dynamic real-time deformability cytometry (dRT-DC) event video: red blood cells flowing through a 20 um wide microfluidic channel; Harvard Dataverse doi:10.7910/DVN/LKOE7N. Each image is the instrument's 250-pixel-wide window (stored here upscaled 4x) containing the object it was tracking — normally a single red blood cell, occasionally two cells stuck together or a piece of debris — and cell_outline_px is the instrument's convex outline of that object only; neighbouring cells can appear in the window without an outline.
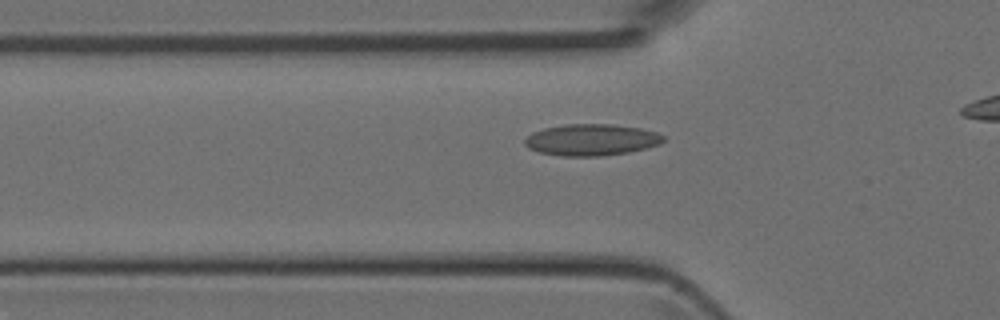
{"species": "Egyptian fruit bat (a non-hibernating species)", "species_latin": "Rousettus aegyptiacus", "temperature_condition": "room temperature", "stored_images_in_passage": 29, "camera_frame_rate_fps": 3000, "um_per_image_px": 0.085, "animal": {"sex": "female"}, "frame": {"image": 1, "passage_image": 6, "time_ms": 1.667, "image_size_px": [1000, 320], "cell_outline_px": [[664, 140], [660, 144], [628, 152], [600, 156], [560, 156], [540, 152], [528, 148], [524, 144], [524, 140], [532, 132], [544, 128], [564, 124], [612, 124], [640, 128], [656, 132], [664, 136]], "centroid_in_image_um": [50.25, 11.88], "position_along_channel_um": 75.6, "area_um2": 25.43}}
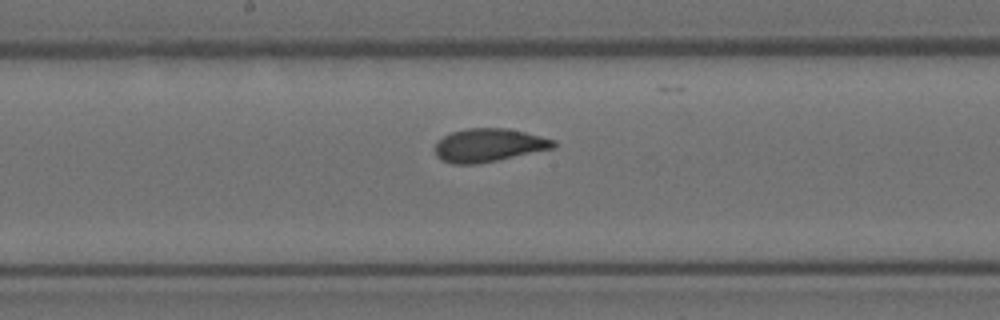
{"frame": {"image": 2, "passage_image": 15, "time_ms": 4.667, "image_size_px": [1000, 320], "cell_outline_px": [[556, 148], [476, 164], [452, 164], [436, 156], [436, 144], [444, 136], [452, 132], [468, 128], [508, 128], [556, 140]], "centroid_in_image_um": [41.58, 12.34], "position_along_channel_um": 206.6, "area_um2": 22.77}}
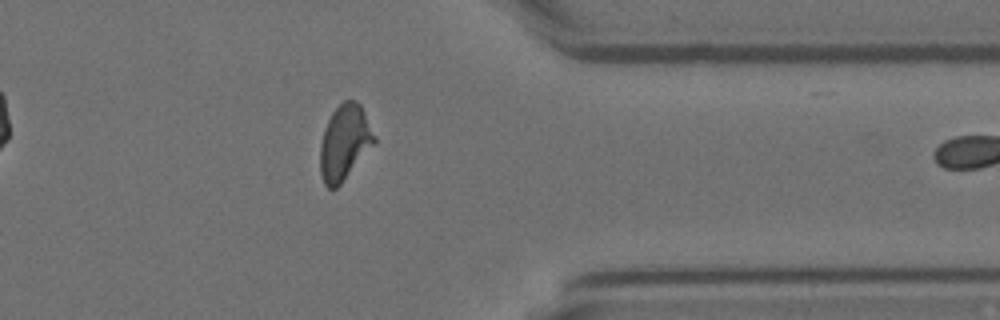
{"frame": {"image": 3, "passage_image": 28, "time_ms": 9.0, "image_size_px": [1000, 320], "cell_outline_px": [[376, 144], [340, 184], [336, 188], [328, 188], [324, 184], [320, 172], [320, 144], [324, 128], [332, 112], [344, 100], [352, 100], [360, 104], [376, 136]], "centroid_in_image_um": [29.3, 12.12], "position_along_channel_um": 382.1, "area_um2": 23.81}}